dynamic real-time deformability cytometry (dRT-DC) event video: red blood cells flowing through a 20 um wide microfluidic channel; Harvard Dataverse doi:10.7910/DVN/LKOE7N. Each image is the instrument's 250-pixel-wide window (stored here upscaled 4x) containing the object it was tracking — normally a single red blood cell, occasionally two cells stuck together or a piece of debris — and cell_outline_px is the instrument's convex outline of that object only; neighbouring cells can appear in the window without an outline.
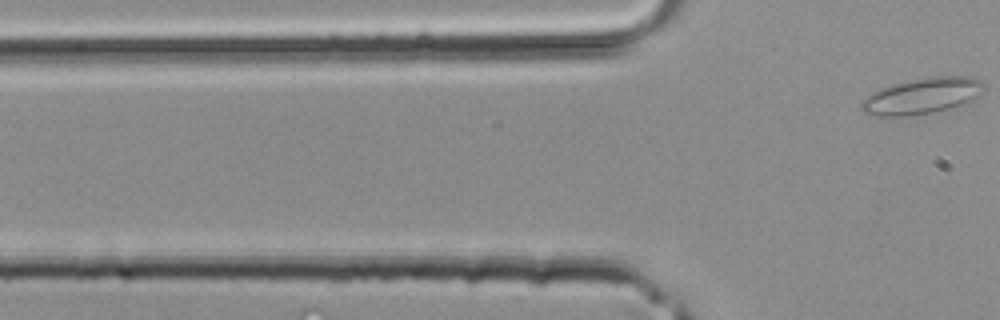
{"species": "common noctule bat (a hibernating species)", "species_latin": "Nyctalus noctula", "temperature_condition": "room temperature", "stored_images_in_passage": 4, "camera_frame_rate_fps": 3000, "um_per_image_px": 0.085, "animal": {"sex": "male", "body_mass_g": 20.4}, "frame": {"image": 1, "passage_image": 4, "time_ms": 1.0, "image_size_px": [1000, 320], "cell_outline_px": [[984, 88], [980, 96], [960, 104], [932, 112], [904, 116], [876, 116], [864, 112], [860, 108], [860, 104], [872, 92], [880, 88], [892, 84], [908, 80], [928, 76], [972, 76], [984, 80]], "centroid_in_image_um": [78.39, 8.12], "position_along_channel_um": 47.4, "area_um2": 25.72}}